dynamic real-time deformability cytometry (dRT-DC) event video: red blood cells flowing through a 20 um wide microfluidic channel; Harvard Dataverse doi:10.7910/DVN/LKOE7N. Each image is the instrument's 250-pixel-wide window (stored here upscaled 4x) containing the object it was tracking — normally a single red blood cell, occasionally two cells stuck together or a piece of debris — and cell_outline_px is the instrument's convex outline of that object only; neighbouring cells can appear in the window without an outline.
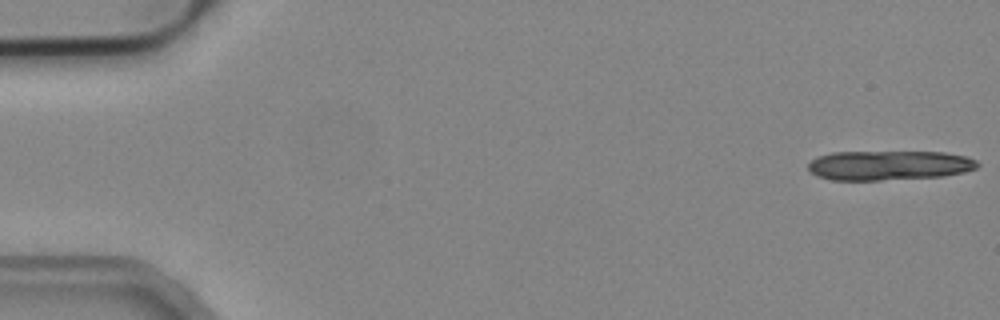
{"species": "common noctule bat (a hibernating species)", "species_latin": "Nyctalus noctula", "temperature_condition": "cold", "stored_images_in_passage": 13, "camera_frame_rate_fps": 3000, "um_per_image_px": 0.085, "animal": {"sex": "male", "body_mass_g": 19.2, "forearm_length_mm": 51.8}, "frame": {"image": 1, "passage_image": 1, "time_ms": 0.0, "image_size_px": [1000, 320], "cell_outline_px": [[980, 164], [976, 168], [964, 172], [944, 176], [880, 180], [832, 180], [816, 176], [808, 168], [808, 164], [816, 156], [832, 152], [944, 152], [968, 156], [976, 160]], "centroid_in_image_um": [75.57, 14.05], "position_along_channel_um": 9.4, "area_um2": 29.36}}